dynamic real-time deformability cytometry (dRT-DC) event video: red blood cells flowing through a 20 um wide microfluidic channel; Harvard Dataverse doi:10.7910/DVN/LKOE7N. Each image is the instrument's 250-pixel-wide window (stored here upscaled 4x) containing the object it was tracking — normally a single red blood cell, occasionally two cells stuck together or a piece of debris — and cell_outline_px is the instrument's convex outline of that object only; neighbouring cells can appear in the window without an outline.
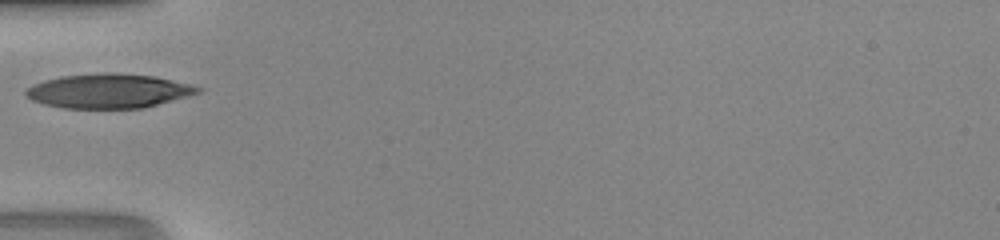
{"species": "human", "species_latin": "Homo sapiens", "temperature_condition": "room temperature", "stored_images_in_passage": 23, "camera_frame_rate_fps": 3000, "um_per_image_px": 0.085, "donor": {"sex": "male"}, "frame": {"image": 1, "passage_image": 1, "time_ms": 0.0, "image_size_px": [1000, 240], "cell_outline_px": [[204, 88], [200, 92], [144, 108], [64, 108], [44, 104], [32, 100], [24, 92], [32, 84], [44, 80], [64, 76], [104, 72], [116, 72], [156, 76]], "centroid_in_image_um": [9.23, 7.72], "position_along_channel_um": 75.8, "area_um2": 34.28}}
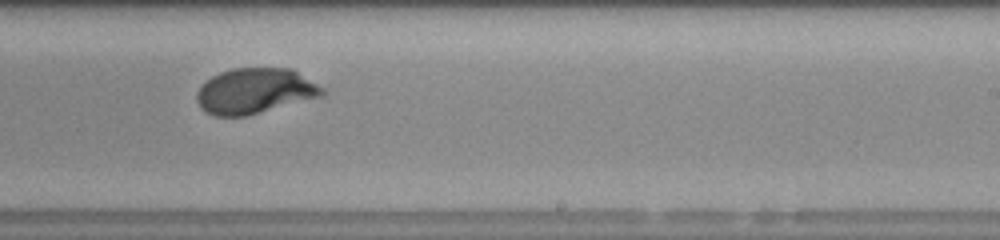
{"frame": {"image": 2, "passage_image": 14, "time_ms": 4.333, "image_size_px": [1000, 240], "cell_outline_px": [[328, 92], [324, 96], [248, 116], [216, 116], [204, 112], [200, 108], [196, 100], [196, 92], [200, 84], [212, 76], [220, 72], [232, 68], [292, 68], [324, 88]], "centroid_in_image_um": [21.67, 7.74], "position_along_channel_um": 267.3, "area_um2": 33.87}}
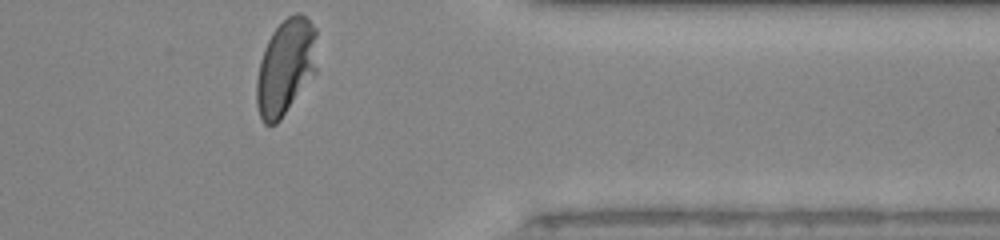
{"frame": {"image": 3, "passage_image": 23, "time_ms": 7.333, "image_size_px": [1000, 240], "cell_outline_px": [[316, 72], [280, 120], [276, 124], [264, 124], [260, 116], [256, 104], [256, 80], [260, 60], [264, 48], [272, 32], [288, 16], [296, 12], [300, 12], [316, 28]], "centroid_in_image_um": [24.27, 5.69], "position_along_channel_um": 387.1, "area_um2": 33.76}}